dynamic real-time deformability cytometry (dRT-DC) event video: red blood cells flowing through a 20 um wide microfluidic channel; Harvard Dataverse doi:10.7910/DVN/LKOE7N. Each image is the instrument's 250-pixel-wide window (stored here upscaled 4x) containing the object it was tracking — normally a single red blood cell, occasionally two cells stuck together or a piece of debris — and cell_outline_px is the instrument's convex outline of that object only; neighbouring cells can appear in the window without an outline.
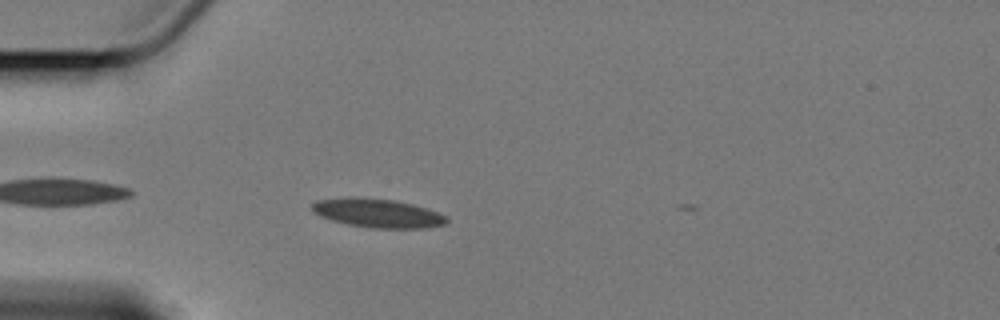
{"species": "Egyptian fruit bat (a non-hibernating species)", "species_latin": "Rousettus aegyptiacus", "temperature_condition": "cold", "stored_images_in_passage": 1, "camera_frame_rate_fps": 3000, "um_per_image_px": 0.085, "animal": {"sex": "female"}, "frame": {"image": 1, "passage_image": 1, "time_ms": 0.0, "image_size_px": [1000, 320], "cell_outline_px": [[448, 220], [444, 224], [424, 228], [372, 228], [348, 224], [332, 220], [320, 216], [312, 212], [312, 204], [316, 200], [392, 200], [412, 204], [428, 208], [448, 216]], "centroid_in_image_um": [32.2, 18.17], "position_along_channel_um": 52.8, "area_um2": 21.56}}